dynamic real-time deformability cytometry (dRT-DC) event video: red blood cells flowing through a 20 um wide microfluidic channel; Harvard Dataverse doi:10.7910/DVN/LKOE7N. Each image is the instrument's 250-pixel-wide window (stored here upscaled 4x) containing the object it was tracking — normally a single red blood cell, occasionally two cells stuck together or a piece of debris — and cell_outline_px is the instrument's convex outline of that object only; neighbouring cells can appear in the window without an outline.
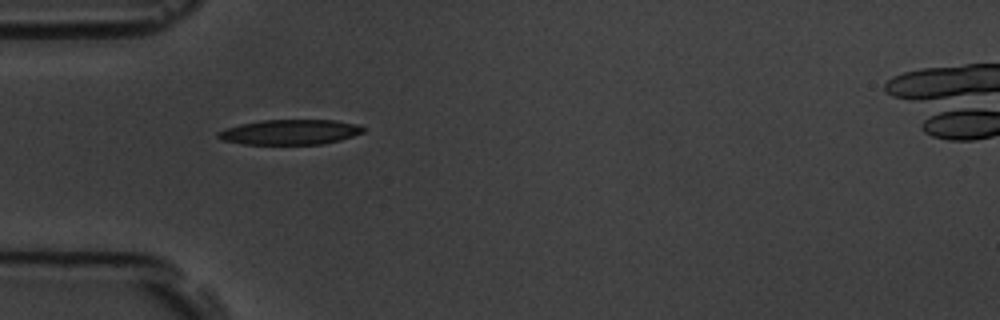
{"species": "common noctule bat (a hibernating species)", "species_latin": "Nyctalus noctula", "temperature_condition": "room temperature", "stored_images_in_passage": 6, "camera_frame_rate_fps": 3000, "um_per_image_px": 0.085, "animal": {"sex": "male", "body_mass_g": 19.5, "forearm_length_mm": 54.6}, "frame": {"image": 1, "passage_image": 5, "time_ms": 5.667, "image_size_px": [1000, 320], "cell_outline_px": [[364, 132], [340, 140], [324, 144], [244, 144], [220, 140], [216, 136], [216, 132], [240, 124], [260, 120], [336, 120], [356, 124], [364, 128]], "centroid_in_image_um": [24.63, 11.23], "position_along_channel_um": 60.4, "area_um2": 21.21}}
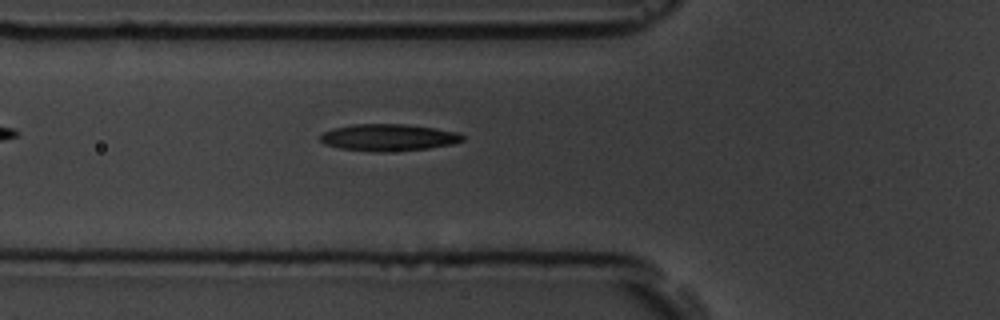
{"frame": {"image": 2, "passage_image": 6, "time_ms": 6.667, "image_size_px": [1000, 320], "cell_outline_px": [[464, 140], [452, 144], [428, 148], [384, 152], [376, 152], [340, 148], [324, 144], [320, 140], [320, 136], [324, 132], [332, 128], [352, 124], [404, 124], [460, 132], [464, 136]], "centroid_in_image_um": [33.01, 11.68], "position_along_channel_um": 92.8, "area_um2": 22.25}}